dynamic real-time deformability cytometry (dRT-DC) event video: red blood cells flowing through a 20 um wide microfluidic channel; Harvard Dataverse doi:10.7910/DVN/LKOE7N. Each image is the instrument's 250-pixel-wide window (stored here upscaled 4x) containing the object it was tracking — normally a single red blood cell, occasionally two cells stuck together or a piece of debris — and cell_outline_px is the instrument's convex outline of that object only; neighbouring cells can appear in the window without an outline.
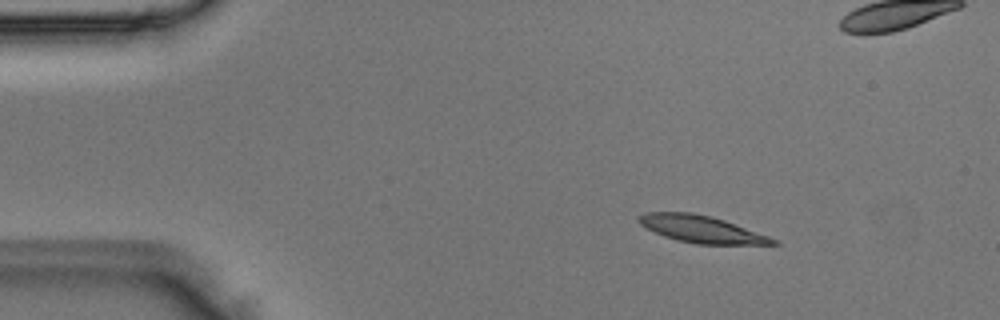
{"species": "Egyptian fruit bat (a non-hibernating species)", "species_latin": "Rousettus aegyptiacus", "temperature_condition": "room temperature", "stored_images_in_passage": 4, "camera_frame_rate_fps": 3000, "um_per_image_px": 0.085, "animal": {"sex": "male"}, "frame": {"image": 1, "passage_image": 2, "time_ms": 0.333, "image_size_px": [1000, 320], "cell_outline_px": [[780, 244], [696, 244], [676, 240], [664, 236], [640, 224], [636, 220], [640, 216], [648, 212], [692, 212], [712, 216], [724, 220], [768, 236], [776, 240]], "centroid_in_image_um": [59.6, 19.47], "position_along_channel_um": 25.4, "area_um2": 20.87}}